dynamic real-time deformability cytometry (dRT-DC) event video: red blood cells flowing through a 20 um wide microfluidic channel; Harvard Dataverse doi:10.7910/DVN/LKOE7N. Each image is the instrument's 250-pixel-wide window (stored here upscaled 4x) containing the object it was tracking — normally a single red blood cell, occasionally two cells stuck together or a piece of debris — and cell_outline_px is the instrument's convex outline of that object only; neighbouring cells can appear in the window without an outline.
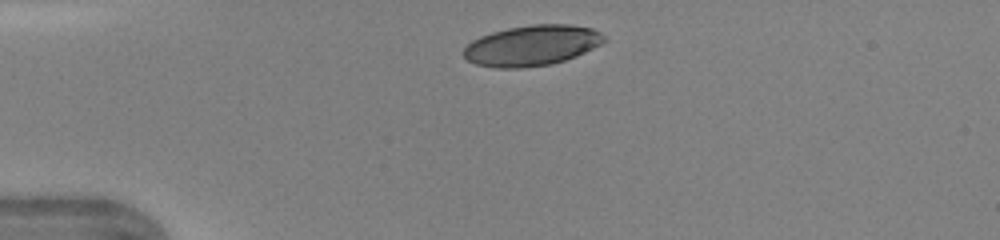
{"species": "human", "species_latin": "Homo sapiens", "temperature_condition": "warm", "stored_images_in_passage": 34, "camera_frame_rate_fps": 3000, "um_per_image_px": 0.085, "donor": {"sex": "female"}, "frame": {"image": 1, "passage_image": 1, "time_ms": 0.0, "image_size_px": [1000, 240], "cell_outline_px": [[608, 40], [576, 56], [552, 64], [520, 68], [496, 68], [476, 64], [468, 60], [460, 52], [472, 40], [480, 36], [492, 32], [508, 28], [532, 24], [568, 24], [592, 28], [600, 32]], "centroid_in_image_um": [45.19, 3.86], "position_along_channel_um": 39.8, "area_um2": 33.23}}
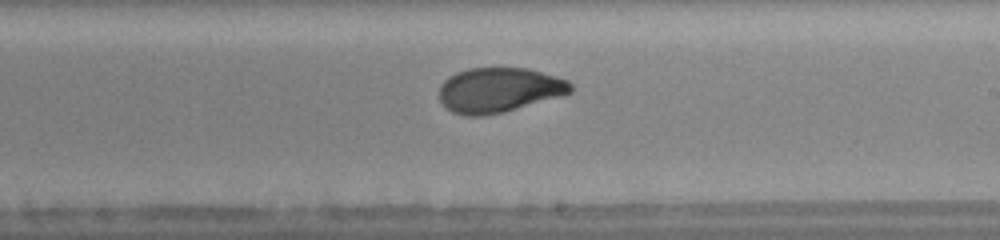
{"frame": {"image": 2, "passage_image": 17, "time_ms": 5.333, "image_size_px": [1000, 240], "cell_outline_px": [[572, 92], [504, 112], [484, 116], [464, 116], [452, 112], [444, 108], [440, 100], [440, 84], [448, 76], [456, 72], [472, 68], [528, 68], [568, 80], [572, 84]], "centroid_in_image_um": [42.37, 7.66], "position_along_channel_um": 246.6, "area_um2": 34.33}}
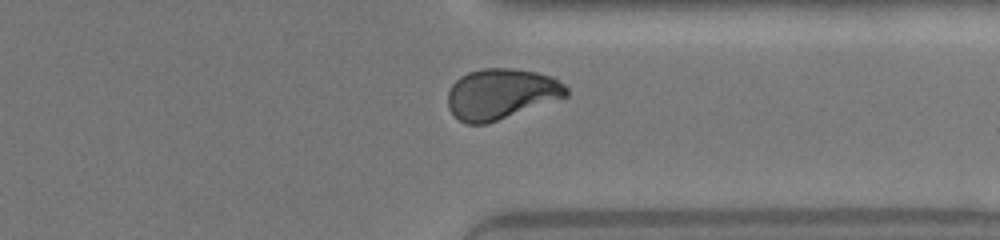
{"frame": {"image": 3, "passage_image": 25, "time_ms": 8.0, "image_size_px": [1000, 240], "cell_outline_px": [[568, 96], [488, 124], [464, 124], [448, 108], [448, 92], [452, 84], [460, 76], [468, 72], [484, 68], [508, 68], [536, 72], [552, 76], [564, 84], [568, 88]], "centroid_in_image_um": [42.59, 7.99], "position_along_channel_um": 368.8, "area_um2": 35.03}}